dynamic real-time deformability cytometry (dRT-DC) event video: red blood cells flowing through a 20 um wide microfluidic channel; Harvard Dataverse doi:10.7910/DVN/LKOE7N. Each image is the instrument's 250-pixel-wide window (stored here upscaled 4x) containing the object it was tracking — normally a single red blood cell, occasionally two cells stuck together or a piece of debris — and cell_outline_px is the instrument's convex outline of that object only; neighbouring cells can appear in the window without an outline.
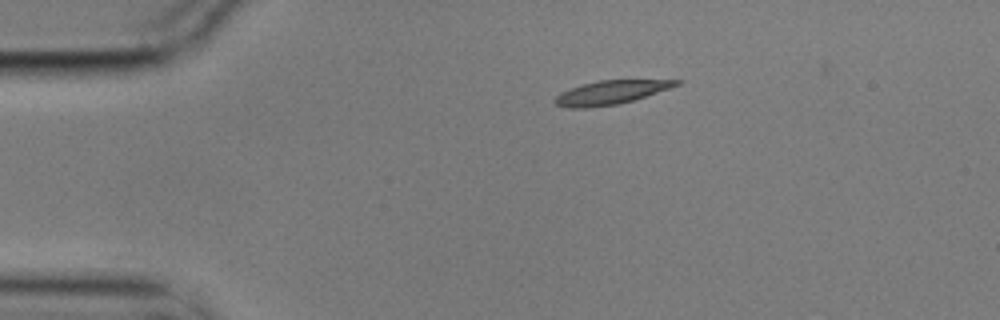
{"species": "common noctule bat (a hibernating species)", "species_latin": "Nyctalus noctula", "temperature_condition": "cold", "stored_images_in_passage": 5, "camera_frame_rate_fps": 3000, "um_per_image_px": 0.085, "animal": {"sex": "male", "body_mass_g": 17.9}, "frame": {"image": 1, "passage_image": 1, "time_ms": 0.0, "image_size_px": [1000, 320], "cell_outline_px": [[680, 84], [632, 100], [616, 104], [588, 108], [568, 108], [556, 104], [552, 100], [560, 92], [568, 88], [600, 80], [680, 80]], "centroid_in_image_um": [51.82, 7.86], "position_along_channel_um": 33.2, "area_um2": 16.47}}
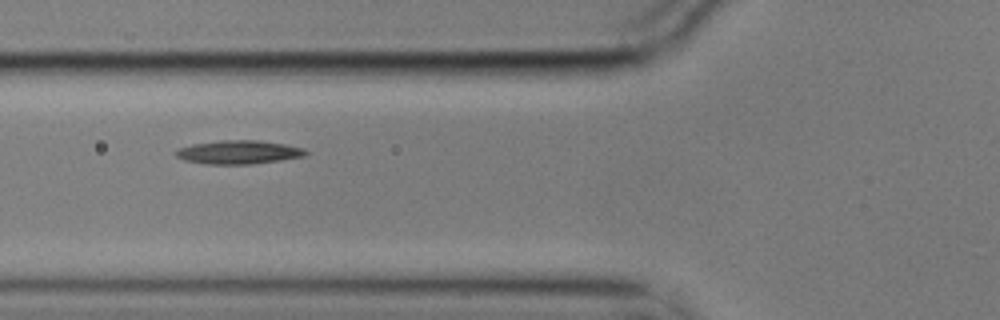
{"frame": {"image": 2, "passage_image": 4, "time_ms": 1.0, "image_size_px": [1000, 320], "cell_outline_px": [[308, 156], [252, 164], [204, 164], [184, 160], [176, 156], [172, 152], [180, 148], [192, 144], [220, 140], [260, 140], [284, 144], [304, 148], [308, 152]], "centroid_in_image_um": [20.29, 12.93], "position_along_channel_um": 105.5, "area_um2": 18.03}}
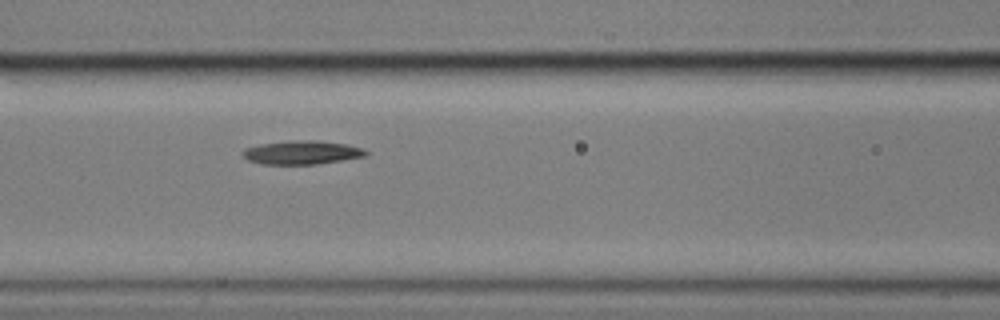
{"frame": {"image": 3, "passage_image": 5, "time_ms": 1.333, "image_size_px": [1000, 320], "cell_outline_px": [[368, 152], [364, 156], [316, 164], [260, 164], [248, 160], [240, 152], [244, 148], [260, 144], [288, 140], [316, 140], [348, 144], [364, 148]], "centroid_in_image_um": [25.62, 12.95], "position_along_channel_um": 141.0, "area_um2": 17.05}}